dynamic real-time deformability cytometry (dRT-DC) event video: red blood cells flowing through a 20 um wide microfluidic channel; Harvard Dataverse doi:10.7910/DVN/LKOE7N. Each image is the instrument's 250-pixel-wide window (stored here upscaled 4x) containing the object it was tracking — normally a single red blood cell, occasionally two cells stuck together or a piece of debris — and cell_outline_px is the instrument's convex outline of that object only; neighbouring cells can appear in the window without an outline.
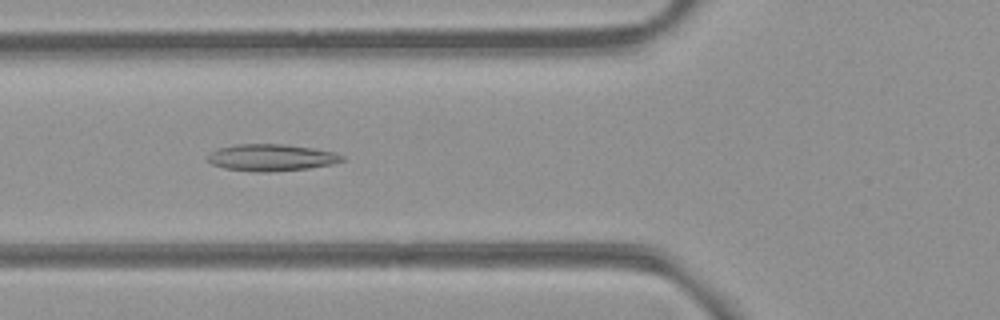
{"species": "common noctule bat (a hibernating species)", "species_latin": "Nyctalus noctula", "temperature_condition": "room temperature", "stored_images_in_passage": 53, "camera_frame_rate_fps": 3000, "um_per_image_px": 0.085, "animal": {"sex": "female", "body_mass_g": 21.9}, "frame": {"image": 1, "passage_image": 20, "time_ms": 6.333, "image_size_px": [1000, 320], "cell_outline_px": [[344, 160], [332, 164], [308, 168], [268, 172], [256, 172], [224, 168], [212, 164], [208, 160], [208, 152], [216, 148], [236, 144], [284, 144], [312, 148], [336, 152], [344, 156]], "centroid_in_image_um": [23.04, 13.38], "position_along_channel_um": 102.8, "area_um2": 21.1}}
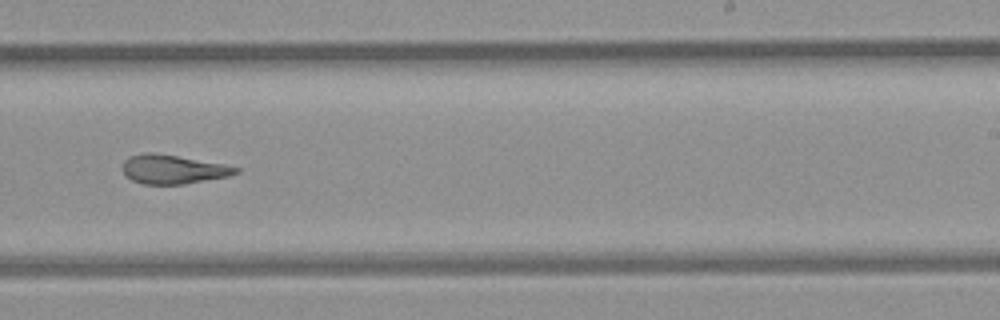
{"frame": {"image": 2, "passage_image": 33, "time_ms": 10.667, "image_size_px": [1000, 320], "cell_outline_px": [[240, 172], [228, 176], [184, 184], [144, 184], [132, 180], [124, 176], [124, 160], [132, 156], [148, 152], [152, 152], [224, 164], [240, 168]], "centroid_in_image_um": [14.72, 14.4], "position_along_channel_um": 274.3, "area_um2": 18.84}}
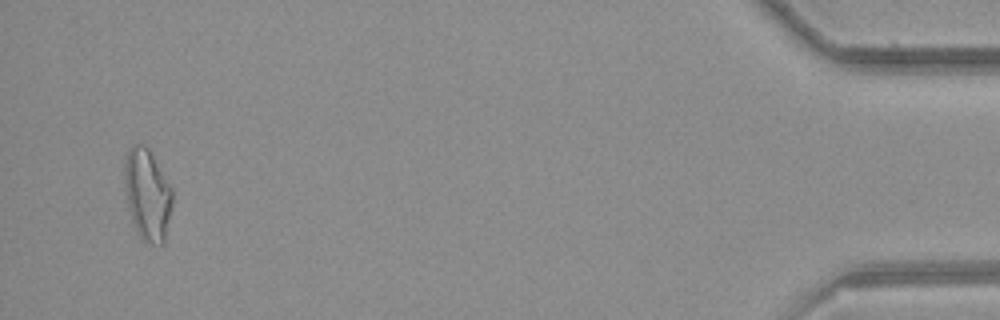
{"frame": {"image": 3, "passage_image": 51, "time_ms": 16.667, "image_size_px": [1000, 320], "cell_outline_px": [[172, 204], [164, 244], [152, 244], [144, 240], [136, 232], [128, 208], [124, 184], [124, 160], [132, 144], [144, 144], [148, 148], [172, 188]], "centroid_in_image_um": [12.51, 16.54], "position_along_channel_um": 422.7, "area_um2": 25.49}}